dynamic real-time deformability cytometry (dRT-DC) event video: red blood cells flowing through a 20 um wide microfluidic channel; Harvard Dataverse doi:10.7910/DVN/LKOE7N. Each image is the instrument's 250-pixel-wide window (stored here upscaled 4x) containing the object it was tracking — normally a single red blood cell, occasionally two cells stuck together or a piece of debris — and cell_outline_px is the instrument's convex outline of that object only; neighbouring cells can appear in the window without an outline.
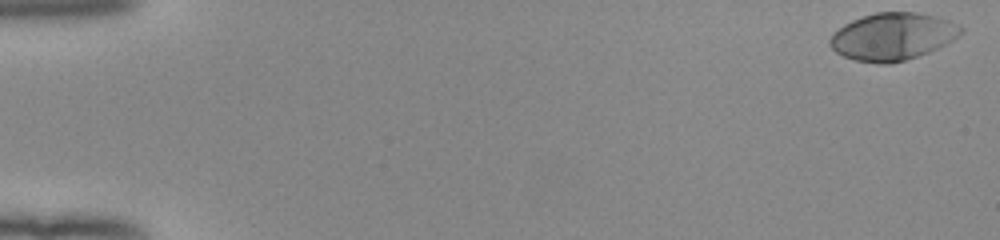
{"species": "human", "species_latin": "Homo sapiens", "temperature_condition": "room temperature", "stored_images_in_passage": 52, "camera_frame_rate_fps": 3000, "um_per_image_px": 0.085, "donor": {"sex": "female"}, "frame": {"image": 1, "passage_image": 1, "time_ms": 0.0, "image_size_px": [1000, 240], "cell_outline_px": [[964, 28], [952, 40], [928, 52], [904, 60], [888, 64], [880, 64], [856, 60], [844, 56], [836, 52], [828, 44], [828, 40], [832, 32], [844, 24], [852, 20], [876, 12], [916, 12], [936, 16], [960, 24]], "centroid_in_image_um": [75.83, 3.09], "position_along_channel_um": 9.2, "area_um2": 35.95}}
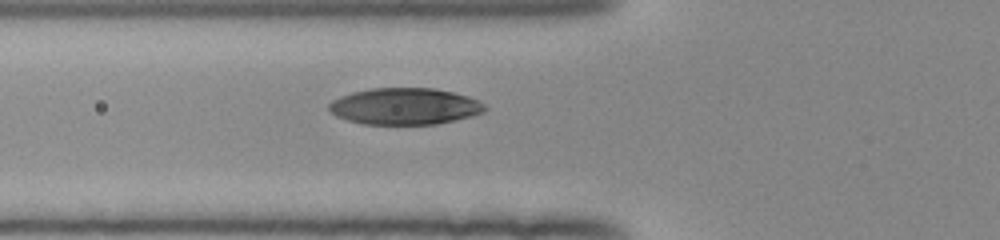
{"frame": {"image": 2, "passage_image": 20, "time_ms": 6.333, "image_size_px": [1000, 240], "cell_outline_px": [[488, 108], [484, 112], [472, 116], [456, 120], [436, 124], [364, 124], [348, 120], [336, 116], [328, 108], [328, 104], [332, 100], [340, 96], [352, 92], [372, 88], [432, 88], [452, 92], [468, 96], [484, 104]], "centroid_in_image_um": [34.41, 9.04], "position_along_channel_um": 91.4, "area_um2": 33.23}}
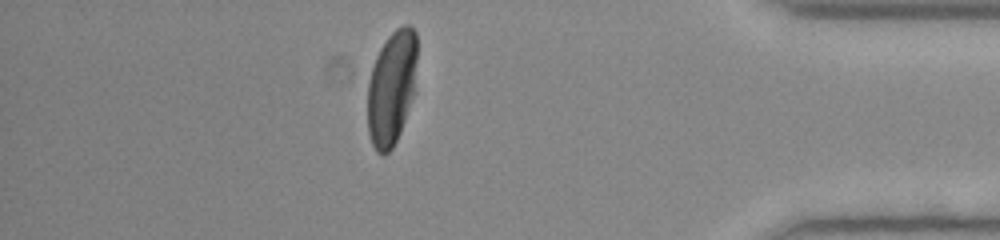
{"frame": {"image": 3, "passage_image": 46, "time_ms": 15.0, "image_size_px": [1000, 240], "cell_outline_px": [[416, 92], [400, 132], [392, 148], [384, 156], [380, 156], [376, 152], [372, 144], [368, 132], [368, 80], [376, 56], [380, 48], [388, 36], [396, 28], [404, 24], [408, 24], [416, 32]], "centroid_in_image_um": [33.3, 7.47], "position_along_channel_um": 401.9, "area_um2": 33.52}, "authors_computed_cell_mechanics": {"area_um2": 34.9401, "velocity_mm_per_s": 3.9626, "shape_relaxation_time_tau1_ms": 2.7573, "shape_relaxation_time_tau2_ms": null, "deformation_change_tau1": 0.1847, "deformation_change_tau2": null}}